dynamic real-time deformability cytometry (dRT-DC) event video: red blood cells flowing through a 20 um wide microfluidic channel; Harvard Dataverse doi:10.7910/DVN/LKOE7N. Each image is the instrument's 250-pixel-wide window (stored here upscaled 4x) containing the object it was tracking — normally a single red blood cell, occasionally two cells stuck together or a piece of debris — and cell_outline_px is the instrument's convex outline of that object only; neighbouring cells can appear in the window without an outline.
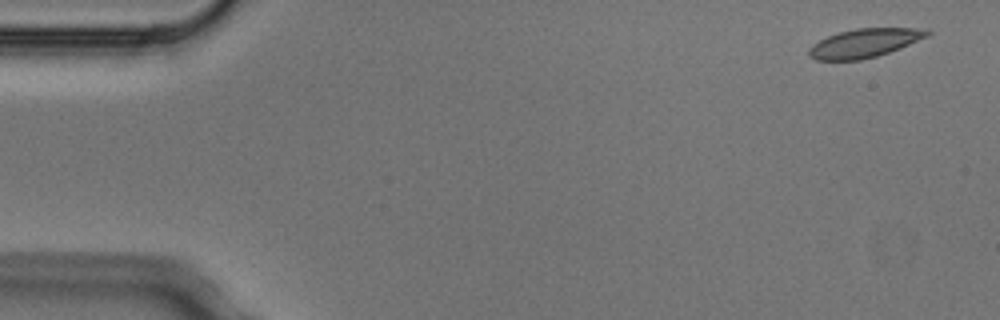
{"species": "Egyptian fruit bat (a non-hibernating species)", "species_latin": "Rousettus aegyptiacus", "temperature_condition": "cold", "stored_images_in_passage": 4, "camera_frame_rate_fps": 3000, "um_per_image_px": 0.085, "animal": {"sex": "male"}, "frame": {"image": 1, "passage_image": 1, "time_ms": 0.0, "image_size_px": [1000, 320], "cell_outline_px": [[932, 32], [928, 36], [900, 48], [876, 56], [860, 60], [816, 60], [808, 56], [808, 48], [812, 44], [828, 36], [840, 32], [856, 28], [928, 28]], "centroid_in_image_um": [73.48, 3.66], "position_along_channel_um": 11.5, "area_um2": 19.83}}
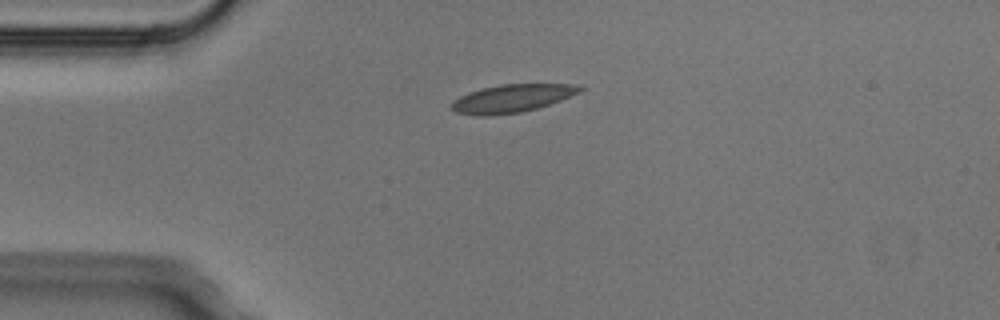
{"frame": {"image": 2, "passage_image": 4, "time_ms": 1.0, "image_size_px": [1000, 320], "cell_outline_px": [[584, 88], [580, 92], [560, 100], [536, 108], [520, 112], [488, 116], [476, 116], [456, 112], [452, 108], [452, 100], [468, 92], [480, 88], [500, 84], [572, 84]], "centroid_in_image_um": [43.46, 8.36], "position_along_channel_um": 41.5, "area_um2": 20.81}}